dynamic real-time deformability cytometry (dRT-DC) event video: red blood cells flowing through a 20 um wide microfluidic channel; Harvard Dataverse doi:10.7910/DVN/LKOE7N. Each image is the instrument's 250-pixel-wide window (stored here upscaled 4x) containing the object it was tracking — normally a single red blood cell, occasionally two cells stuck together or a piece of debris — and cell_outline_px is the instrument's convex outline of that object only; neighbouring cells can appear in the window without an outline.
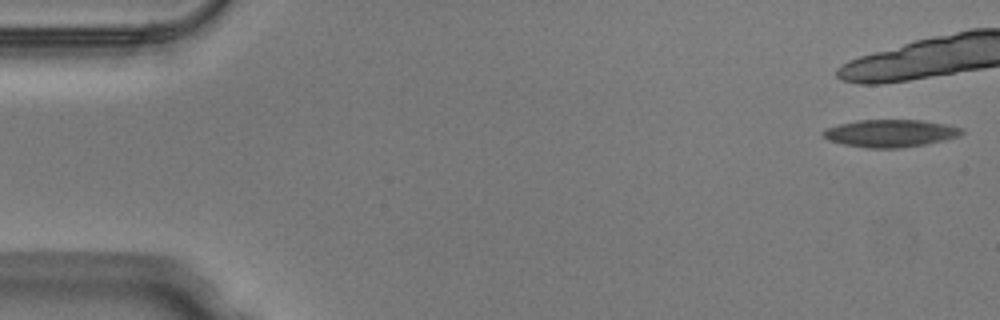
{"species": "Egyptian fruit bat (a non-hibernating species)", "species_latin": "Rousettus aegyptiacus", "temperature_condition": "warm", "stored_images_in_passage": 9, "camera_frame_rate_fps": 3000, "um_per_image_px": 0.085, "animal": {"sex": "male"}, "frame": {"image": 1, "passage_image": 1, "time_ms": 0.0, "image_size_px": [1000, 320], "cell_outline_px": [[964, 132], [960, 136], [928, 144], [900, 148], [868, 148], [844, 144], [828, 140], [820, 132], [824, 128], [840, 124], [860, 120], [920, 120], [948, 124], [964, 128]], "centroid_in_image_um": [75.71, 11.33], "position_along_channel_um": 9.3, "area_um2": 22.37}}